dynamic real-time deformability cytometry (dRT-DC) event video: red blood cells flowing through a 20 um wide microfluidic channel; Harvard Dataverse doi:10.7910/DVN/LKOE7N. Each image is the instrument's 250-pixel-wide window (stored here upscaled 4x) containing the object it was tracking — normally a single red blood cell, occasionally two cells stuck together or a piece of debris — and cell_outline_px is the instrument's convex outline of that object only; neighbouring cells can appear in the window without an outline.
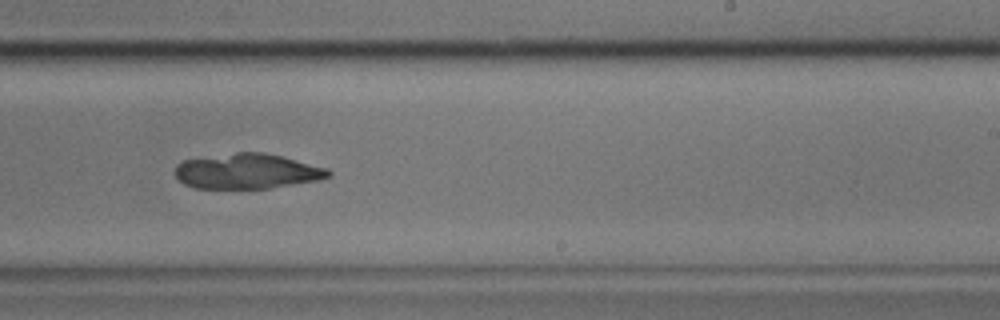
{"species": "common noctule bat (a hibernating species)", "species_latin": "Nyctalus noctula", "temperature_condition": "cold", "stored_images_in_passage": 10, "camera_frame_rate_fps": 3000, "um_per_image_px": 0.085, "animal": {"sex": "male", "body_mass_g": 17.9}, "frame": {"image": 1, "passage_image": 10, "time_ms": 3.0, "image_size_px": [1000, 320], "cell_outline_px": [[332, 176], [316, 180], [268, 188], [196, 188], [184, 184], [176, 176], [176, 164], [184, 160], [236, 152], [264, 152], [328, 168], [332, 172]], "centroid_in_image_um": [21.01, 14.55], "position_along_channel_um": 268.0, "area_um2": 31.1}}